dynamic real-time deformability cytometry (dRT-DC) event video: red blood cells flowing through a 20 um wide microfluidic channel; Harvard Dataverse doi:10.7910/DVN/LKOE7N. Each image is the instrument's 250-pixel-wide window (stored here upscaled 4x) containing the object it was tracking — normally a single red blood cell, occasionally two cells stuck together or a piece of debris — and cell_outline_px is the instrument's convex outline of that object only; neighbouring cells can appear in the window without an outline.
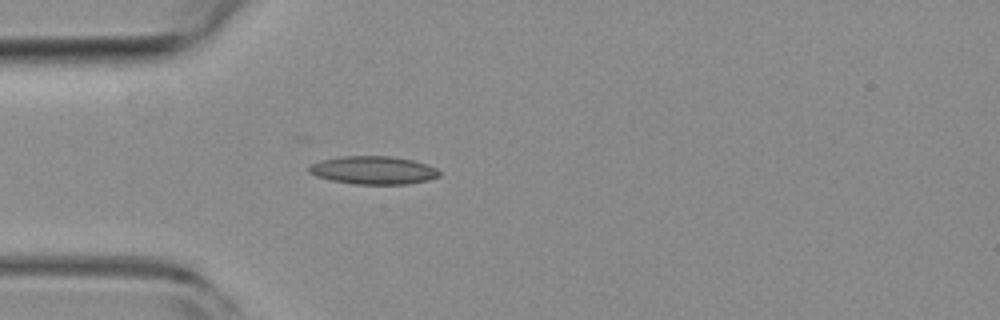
{"species": "common noctule bat (a hibernating species)", "species_latin": "Nyctalus noctula", "temperature_condition": "room temperature", "stored_images_in_passage": 44, "camera_frame_rate_fps": 3000, "um_per_image_px": 0.085, "animal": {"sex": "female", "body_mass_g": 19.3, "forearm_length_mm": 54.1}, "frame": {"image": 1, "passage_image": 6, "time_ms": 1.667, "image_size_px": [1000, 320], "cell_outline_px": [[440, 176], [428, 180], [408, 184], [352, 184], [332, 180], [316, 176], [308, 172], [308, 168], [312, 164], [320, 160], [340, 156], [392, 156], [412, 160], [436, 168], [440, 172]], "centroid_in_image_um": [31.72, 14.47], "position_along_channel_um": 53.3, "area_um2": 21.33}}
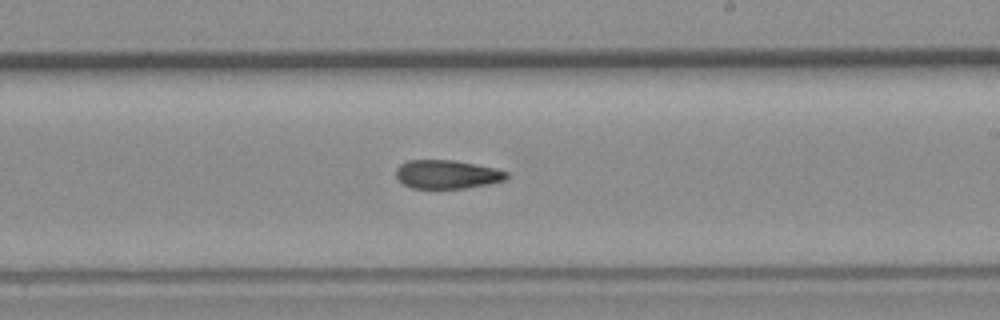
{"frame": {"image": 2, "passage_image": 22, "time_ms": 7.0, "image_size_px": [1000, 320], "cell_outline_px": [[508, 176], [504, 180], [488, 184], [468, 188], [412, 188], [404, 184], [396, 176], [396, 168], [400, 164], [408, 160], [452, 160], [476, 164], [496, 168], [508, 172]], "centroid_in_image_um": [38.0, 14.81], "position_along_channel_um": 251.0, "area_um2": 18.44}}
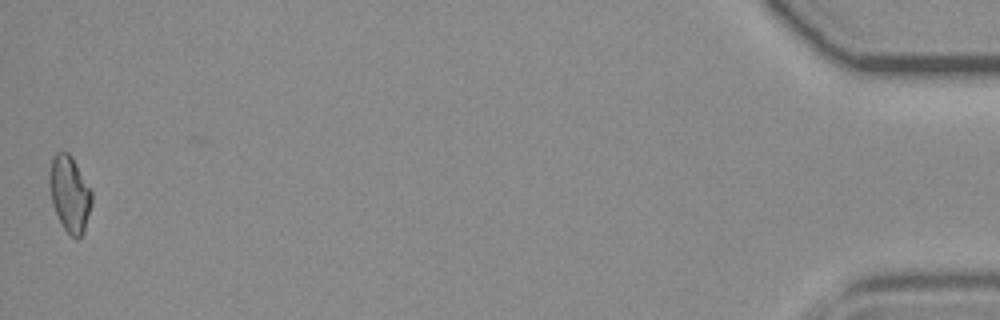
{"frame": {"image": 3, "passage_image": 44, "time_ms": 14.333, "image_size_px": [1000, 320], "cell_outline_px": [[92, 204], [84, 232], [76, 240], [64, 228], [52, 204], [48, 184], [48, 172], [52, 156], [56, 152], [68, 152], [72, 156], [92, 192]], "centroid_in_image_um": [5.9, 16.45], "position_along_channel_um": 429.3, "area_um2": 18.9}, "authors_computed_cell_mechanics": {"area_um2": 19.1318, "velocity_mm_per_s": 3.8358, "shape_relaxation_time_tau1_ms": null, "shape_relaxation_time_tau2_ms": 8.8248, "deformation_change_tau1": null, "deformation_change_tau2": 0.1763}}